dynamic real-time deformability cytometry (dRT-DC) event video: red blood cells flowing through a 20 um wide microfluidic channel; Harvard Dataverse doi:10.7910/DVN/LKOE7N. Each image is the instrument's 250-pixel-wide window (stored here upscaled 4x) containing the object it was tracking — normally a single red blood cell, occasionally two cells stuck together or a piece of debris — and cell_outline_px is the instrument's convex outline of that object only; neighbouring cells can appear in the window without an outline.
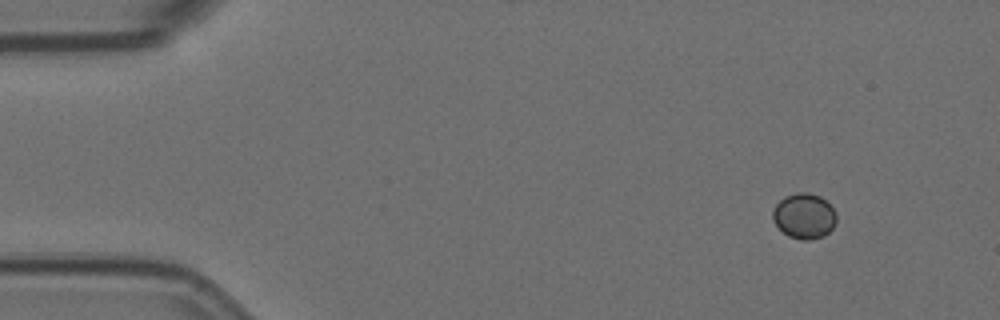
{"species": "Egyptian fruit bat (a non-hibernating species)", "species_latin": "Rousettus aegyptiacus", "temperature_condition": "room temperature", "stored_images_in_passage": 9, "camera_frame_rate_fps": 3000, "um_per_image_px": 0.085, "animal": {"sex": "female"}, "frame": {"image": 1, "passage_image": 1, "time_ms": 0.0, "image_size_px": [1000, 320], "cell_outline_px": [[836, 220], [832, 228], [824, 236], [812, 240], [800, 240], [788, 236], [772, 220], [772, 212], [776, 204], [784, 196], [796, 192], [808, 192], [820, 196], [836, 212]], "centroid_in_image_um": [68.34, 18.36], "position_along_channel_um": 16.7, "area_um2": 16.88}}
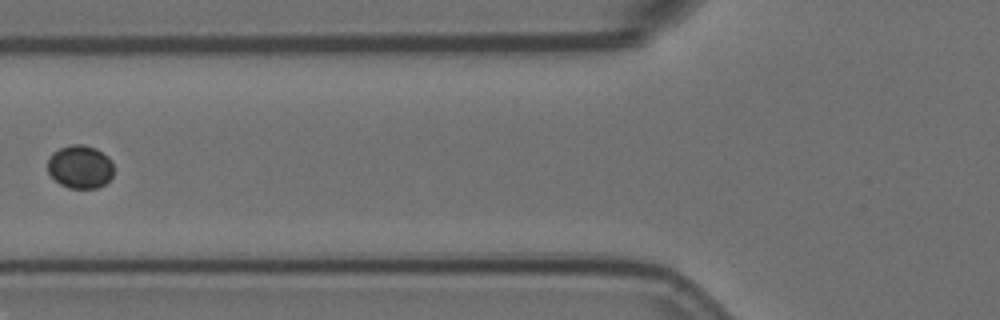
{"frame": {"image": 2, "passage_image": 6, "time_ms": 1.667, "image_size_px": [1000, 320], "cell_outline_px": [[112, 176], [104, 184], [96, 188], [68, 188], [60, 184], [48, 172], [48, 160], [52, 152], [60, 148], [72, 144], [84, 144], [96, 148], [108, 156], [112, 164]], "centroid_in_image_um": [6.8, 14.16], "position_along_channel_um": 119.0, "area_um2": 16.59}}
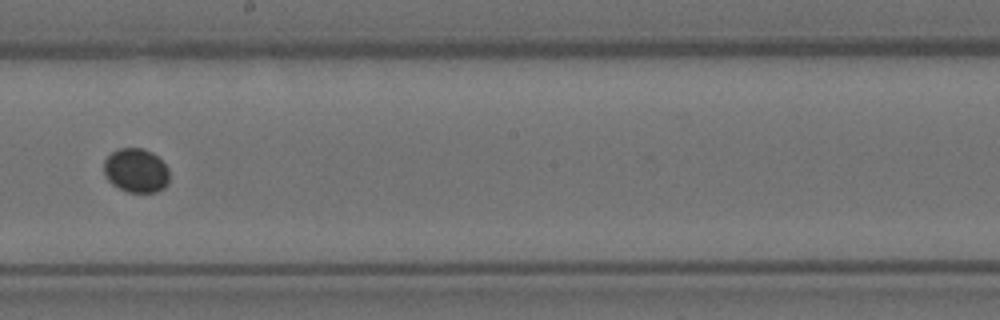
{"frame": {"image": 3, "passage_image": 9, "time_ms": 2.667, "image_size_px": [1000, 320], "cell_outline_px": [[168, 184], [164, 188], [156, 192], [128, 192], [112, 184], [108, 180], [104, 172], [104, 160], [112, 152], [120, 148], [144, 148], [152, 152], [168, 168]], "centroid_in_image_um": [11.56, 14.49], "position_along_channel_um": 236.6, "area_um2": 16.76}}